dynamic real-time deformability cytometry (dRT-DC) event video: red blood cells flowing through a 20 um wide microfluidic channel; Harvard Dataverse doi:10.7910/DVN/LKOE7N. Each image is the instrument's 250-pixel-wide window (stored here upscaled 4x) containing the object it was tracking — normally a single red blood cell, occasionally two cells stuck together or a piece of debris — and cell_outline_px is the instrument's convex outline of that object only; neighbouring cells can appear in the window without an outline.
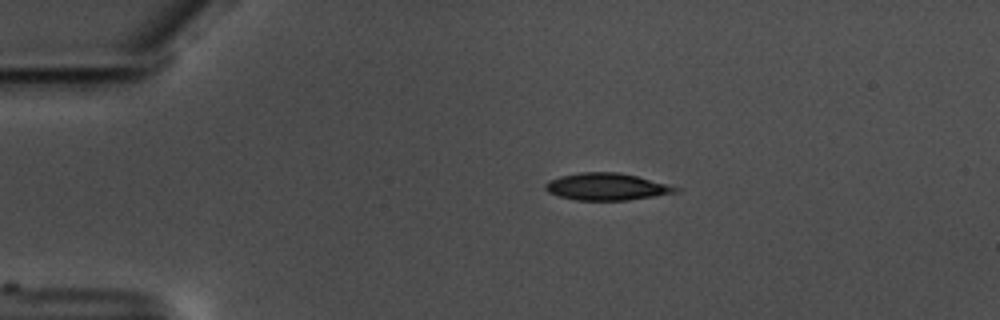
{"species": "common noctule bat (a hibernating species)", "species_latin": "Nyctalus noctula", "temperature_condition": "warm", "stored_images_in_passage": 5, "camera_frame_rate_fps": 3000, "um_per_image_px": 0.085, "animal": {"sex": "male", "body_mass_g": 17.5, "forearm_length_mm": 52.3}, "frame": {"image": 1, "passage_image": 1, "time_ms": 0.0, "image_size_px": [1000, 320], "cell_outline_px": [[684, 188], [680, 192], [628, 200], [576, 200], [560, 196], [548, 192], [544, 188], [544, 184], [548, 180], [560, 176], [580, 172], [616, 172], [636, 176]], "centroid_in_image_um": [51.59, 15.87], "position_along_channel_um": 33.4, "area_um2": 20.63}}